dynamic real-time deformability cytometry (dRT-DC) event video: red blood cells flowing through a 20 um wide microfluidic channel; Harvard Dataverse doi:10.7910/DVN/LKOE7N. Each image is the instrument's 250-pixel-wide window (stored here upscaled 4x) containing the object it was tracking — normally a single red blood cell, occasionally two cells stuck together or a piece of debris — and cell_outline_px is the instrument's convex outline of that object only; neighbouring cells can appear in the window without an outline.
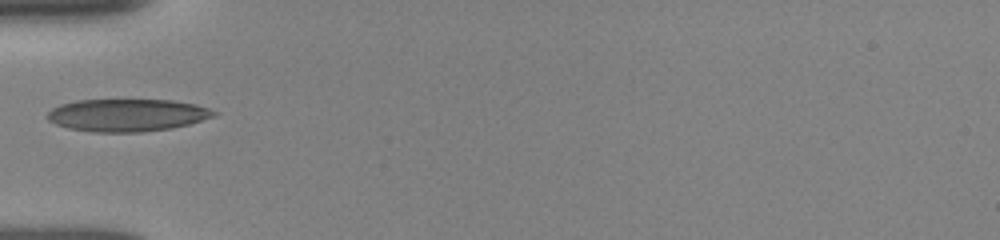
{"species": "human", "species_latin": "Homo sapiens", "temperature_condition": "room temperature", "stored_images_in_passage": 45, "camera_frame_rate_fps": 3000, "um_per_image_px": 0.085, "donor": {"sex": "female"}, "frame": {"image": 1, "passage_image": 1, "time_ms": 0.0, "image_size_px": [1000, 240], "cell_outline_px": [[220, 112], [216, 116], [188, 124], [172, 128], [144, 132], [92, 132], [68, 128], [56, 124], [48, 120], [44, 116], [52, 108], [60, 104], [76, 100], [172, 100], [196, 104]], "centroid_in_image_um": [10.81, 9.78], "position_along_channel_um": 74.2, "area_um2": 31.79}}
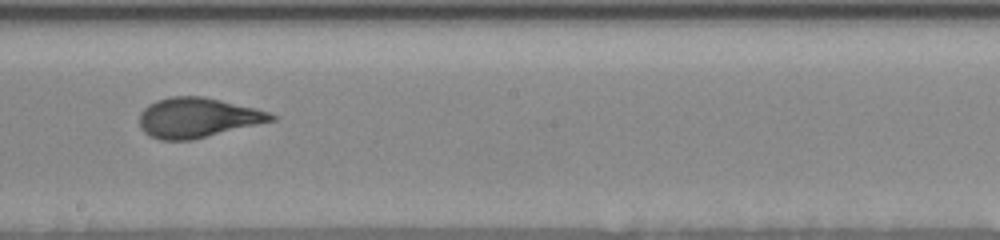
{"frame": {"image": 2, "passage_image": 18, "time_ms": 4.0, "image_size_px": [1000, 240], "cell_outline_px": [[276, 120], [192, 140], [160, 140], [144, 132], [140, 128], [140, 112], [148, 104], [156, 100], [172, 96], [204, 96], [256, 108], [268, 112], [276, 116]], "centroid_in_image_um": [16.78, 10.0], "position_along_channel_um": 231.4, "area_um2": 30.63}}
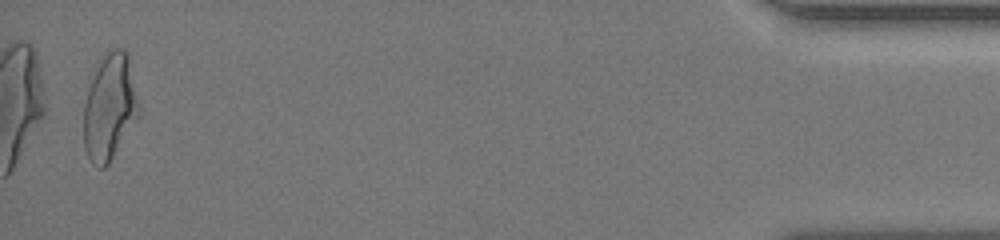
{"frame": {"image": 3, "passage_image": 44, "time_ms": 11.0, "image_size_px": [1000, 240], "cell_outline_px": [[140, 108], [136, 116], [108, 164], [104, 168], [100, 168], [92, 164], [84, 148], [84, 104], [88, 88], [100, 56], [112, 48], [124, 48], [128, 52]], "centroid_in_image_um": [9.29, 9.03], "position_along_channel_um": 425.9, "area_um2": 33.76}, "authors_computed_cell_mechanics": {"area_um2": 30.6918, "velocity_mm_per_s": 3.9042, "shape_relaxation_time_tau1_ms": 3.5519, "shape_relaxation_time_tau2_ms": null, "deformation_change_tau1": 0.1675, "deformation_change_tau2": null}}